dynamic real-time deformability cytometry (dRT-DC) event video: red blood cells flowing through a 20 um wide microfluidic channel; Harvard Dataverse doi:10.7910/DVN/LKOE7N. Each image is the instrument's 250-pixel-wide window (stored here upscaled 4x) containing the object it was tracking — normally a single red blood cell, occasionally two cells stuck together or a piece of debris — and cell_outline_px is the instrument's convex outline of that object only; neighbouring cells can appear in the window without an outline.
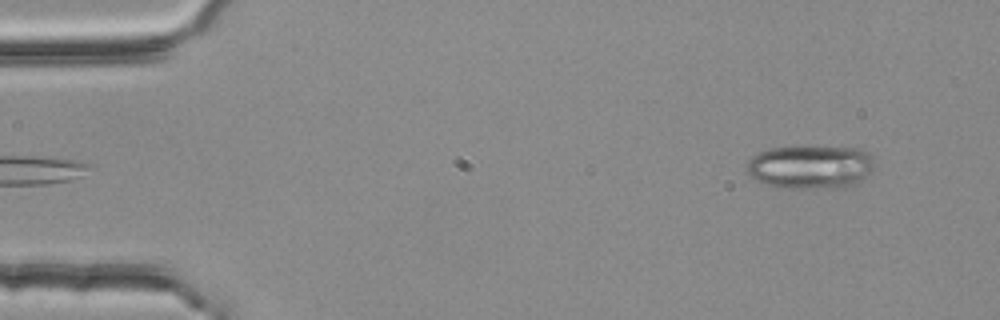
{"species": "common noctule bat (a hibernating species)", "species_latin": "Nyctalus noctula", "temperature_condition": "room temperature", "stored_images_in_passage": 4, "segment_of_instrument_passage": [1, 2], "camera_frame_rate_fps": 3000, "um_per_image_px": 0.085, "animal": {"sex": "female", "body_mass_g": 25.1}, "frame": {"image": 1, "passage_image": 1, "time_ms": 0.0, "image_size_px": [1000, 320], "cell_outline_px": [[876, 168], [852, 184], [844, 188], [784, 188], [764, 184], [756, 180], [744, 168], [744, 164], [752, 156], [768, 148], [796, 144], [856, 148], [868, 152]], "centroid_in_image_um": [68.83, 14.14], "position_along_channel_um": 16.2, "area_um2": 33.35}}